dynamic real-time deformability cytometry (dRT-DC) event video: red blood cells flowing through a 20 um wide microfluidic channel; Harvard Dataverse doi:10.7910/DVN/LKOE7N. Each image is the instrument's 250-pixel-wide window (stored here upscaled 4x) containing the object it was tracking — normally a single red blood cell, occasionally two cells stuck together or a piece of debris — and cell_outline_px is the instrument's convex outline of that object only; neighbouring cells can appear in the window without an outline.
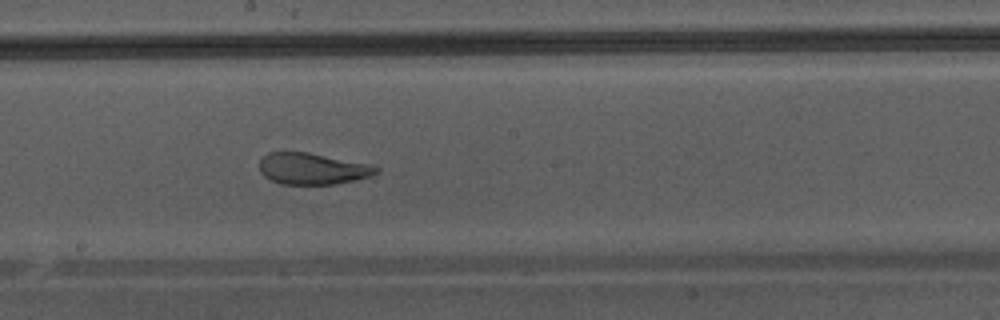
{"species": "Egyptian fruit bat (a non-hibernating species)", "species_latin": "Rousettus aegyptiacus", "temperature_condition": "warm", "stored_images_in_passage": 48, "camera_frame_rate_fps": 3000, "um_per_image_px": 0.085, "animal": {"sex": "male"}, "frame": {"image": 1, "passage_image": 28, "time_ms": 9.0, "image_size_px": [1000, 320], "cell_outline_px": [[380, 168], [376, 172], [368, 176], [336, 184], [280, 184], [264, 176], [260, 172], [260, 160], [268, 152], [308, 152], [368, 164]], "centroid_in_image_um": [26.5, 14.33], "position_along_channel_um": 221.7, "area_um2": 21.04}}